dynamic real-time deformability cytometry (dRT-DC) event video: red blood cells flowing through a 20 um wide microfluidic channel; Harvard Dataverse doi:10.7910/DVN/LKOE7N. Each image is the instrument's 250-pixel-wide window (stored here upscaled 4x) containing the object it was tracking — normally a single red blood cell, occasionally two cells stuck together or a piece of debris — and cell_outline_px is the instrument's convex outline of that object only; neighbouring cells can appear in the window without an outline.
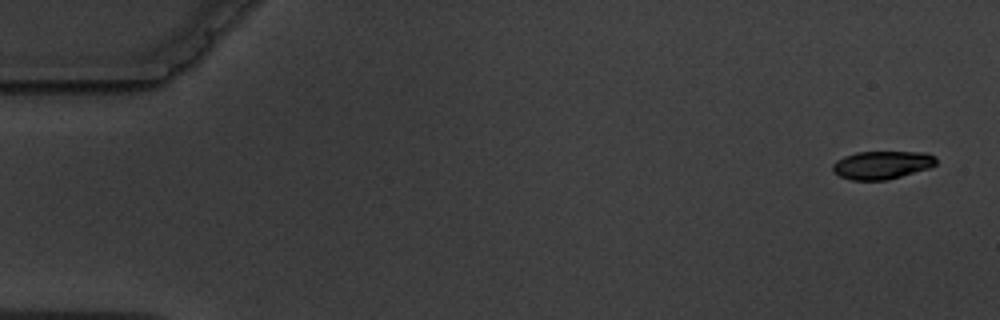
{"species": "common noctule bat (a hibernating species)", "species_latin": "Nyctalus noctula", "temperature_condition": "warm", "stored_images_in_passage": 5, "camera_frame_rate_fps": 3000, "um_per_image_px": 0.085, "animal": {"sex": "male", "body_mass_g": 19.5, "forearm_length_mm": 54.6}, "frame": {"image": 1, "passage_image": 1, "time_ms": 0.0, "image_size_px": [1000, 320], "cell_outline_px": [[936, 164], [928, 168], [888, 180], [852, 180], [840, 176], [832, 172], [832, 164], [836, 160], [844, 156], [856, 152], [928, 152], [936, 156]], "centroid_in_image_um": [74.95, 14.02], "position_along_channel_um": 10.0, "area_um2": 17.05}}
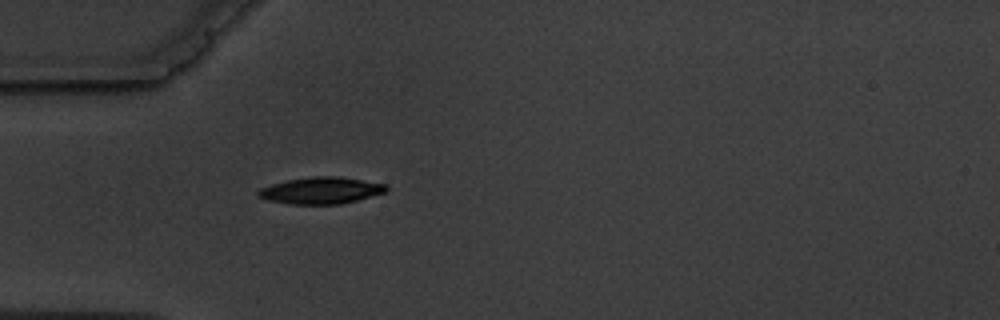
{"frame": {"image": 2, "passage_image": 5, "time_ms": 5.0, "image_size_px": [1000, 320], "cell_outline_px": [[388, 188], [384, 192], [356, 200], [340, 204], [288, 204], [268, 200], [256, 196], [256, 192], [260, 188], [272, 184], [288, 180], [312, 176], [336, 176], [384, 184]], "centroid_in_image_um": [27.21, 16.19], "position_along_channel_um": 57.8, "area_um2": 19.65}}